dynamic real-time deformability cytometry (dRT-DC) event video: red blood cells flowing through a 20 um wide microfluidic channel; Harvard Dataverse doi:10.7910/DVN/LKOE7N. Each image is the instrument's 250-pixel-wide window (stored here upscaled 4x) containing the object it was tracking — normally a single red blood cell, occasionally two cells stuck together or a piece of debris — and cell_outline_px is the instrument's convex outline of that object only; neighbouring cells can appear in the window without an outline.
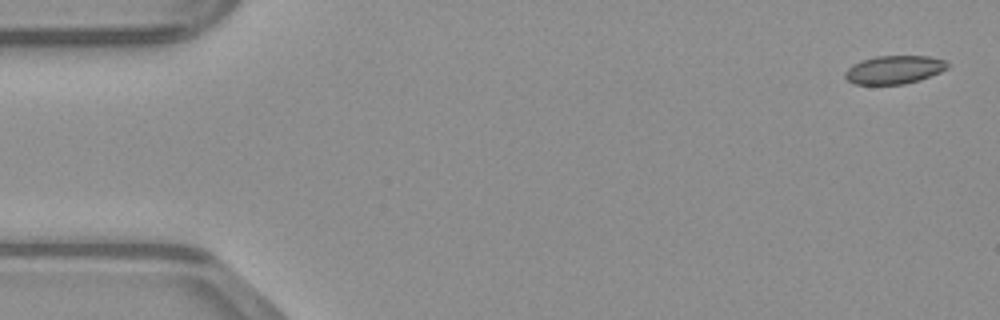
{"species": "common noctule bat (a hibernating species)", "species_latin": "Nyctalus noctula", "temperature_condition": "warm", "stored_images_in_passage": 48, "camera_frame_rate_fps": 3000, "um_per_image_px": 0.085, "animal": {"sex": "male", "body_mass_g": 23.1, "forearm_length_mm": 52.7}, "frame": {"image": 1, "passage_image": 1, "time_ms": 0.0, "image_size_px": [1000, 320], "cell_outline_px": [[948, 68], [940, 72], [920, 80], [904, 84], [856, 84], [848, 80], [844, 76], [844, 72], [852, 64], [876, 56], [928, 56], [944, 60], [948, 64]], "centroid_in_image_um": [76.0, 5.92], "position_along_channel_um": 9.0, "area_um2": 16.76}}
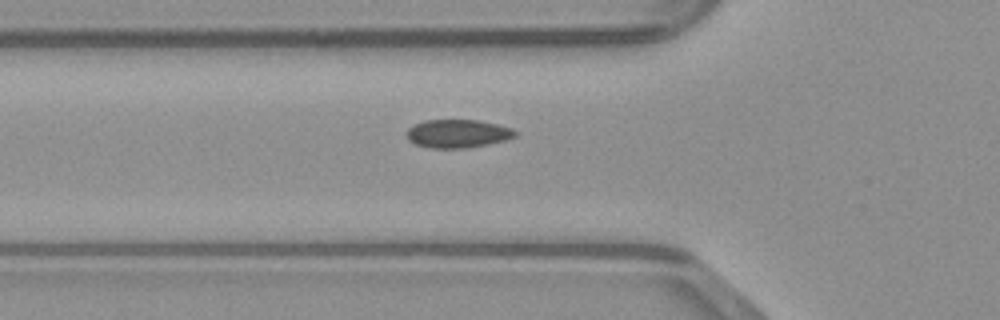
{"frame": {"image": 2, "passage_image": 16, "time_ms": 5.0, "image_size_px": [1000, 320], "cell_outline_px": [[516, 136], [504, 140], [488, 144], [464, 148], [428, 148], [416, 144], [408, 140], [404, 132], [412, 124], [424, 120], [476, 120], [496, 124], [512, 128], [516, 132]], "centroid_in_image_um": [38.83, 11.35], "position_along_channel_um": 87.0, "area_um2": 17.98}}
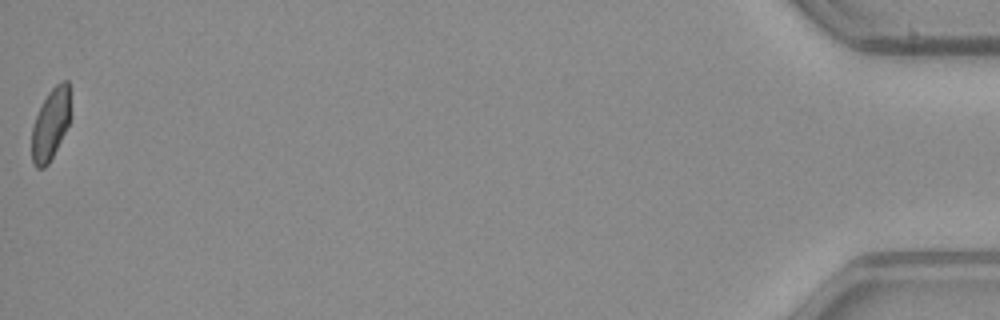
{"frame": {"image": 3, "passage_image": 48, "time_ms": 15.667, "image_size_px": [1000, 320], "cell_outline_px": [[72, 116], [48, 164], [44, 168], [36, 168], [32, 160], [32, 128], [36, 116], [48, 92], [60, 80], [68, 80]], "centroid_in_image_um": [4.33, 10.51], "position_along_channel_um": 430.9, "area_um2": 16.07}}